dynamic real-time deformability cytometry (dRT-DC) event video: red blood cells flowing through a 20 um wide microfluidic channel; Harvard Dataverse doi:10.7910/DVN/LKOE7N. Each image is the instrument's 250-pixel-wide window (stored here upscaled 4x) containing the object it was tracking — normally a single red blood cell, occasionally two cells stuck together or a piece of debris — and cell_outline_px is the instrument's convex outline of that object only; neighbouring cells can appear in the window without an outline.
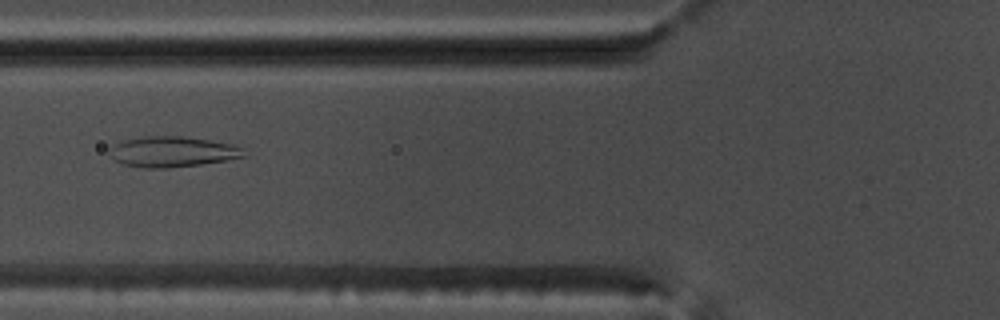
{"species": "common noctule bat (a hibernating species)", "species_latin": "Nyctalus noctula", "temperature_condition": "warm", "stored_images_in_passage": 40, "camera_frame_rate_fps": 3000, "um_per_image_px": 0.085, "animal": {"sex": "male", "body_mass_g": 17.5, "forearm_length_mm": 52.3}, "frame": {"image": 1, "passage_image": 7, "time_ms": 2.0, "image_size_px": [1000, 320], "cell_outline_px": [[248, 156], [228, 160], [200, 164], [168, 168], [144, 168], [124, 164], [116, 160], [108, 152], [108, 148], [124, 140], [144, 136], [180, 136], [208, 140], [232, 144], [240, 148]], "centroid_in_image_um": [14.65, 12.9], "position_along_channel_um": 111.2, "area_um2": 23.76}, "authors_computed_cell_mechanics": {"area_um2": 27.1082, "velocity_mm_per_s": 3.7641, "shape_relaxation_time_tau1_ms": null, "shape_relaxation_time_tau2_ms": 0.7821, "deformation_change_tau1": null, "deformation_change_tau2": 0.0786}}